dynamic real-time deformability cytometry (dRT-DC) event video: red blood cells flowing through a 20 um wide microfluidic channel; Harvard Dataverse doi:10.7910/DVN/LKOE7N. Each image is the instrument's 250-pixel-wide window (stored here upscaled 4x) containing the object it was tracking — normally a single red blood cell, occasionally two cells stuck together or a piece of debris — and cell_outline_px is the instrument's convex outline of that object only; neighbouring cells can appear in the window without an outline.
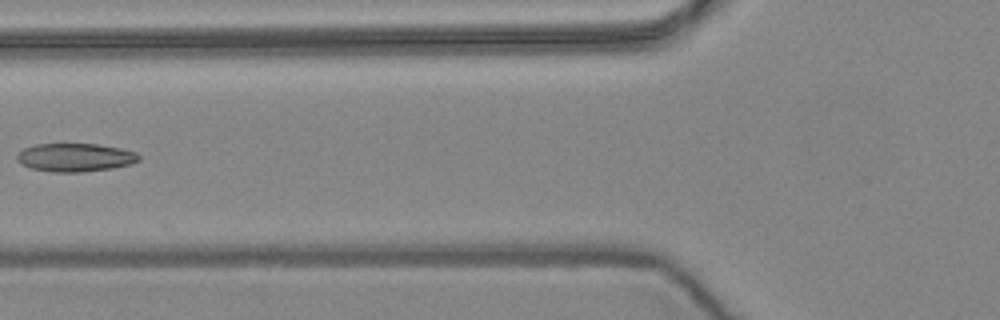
{"species": "common noctule bat (a hibernating species)", "species_latin": "Nyctalus noctula", "temperature_condition": "warm", "stored_images_in_passage": 3, "camera_frame_rate_fps": 3000, "um_per_image_px": 0.085, "animal": {"sex": "female", "body_mass_g": 24.6, "forearm_length_mm": 56.2}, "frame": {"image": 1, "passage_image": 3, "time_ms": 0.667, "image_size_px": [1000, 320], "cell_outline_px": [[140, 160], [132, 164], [112, 168], [80, 172], [52, 172], [32, 168], [20, 164], [16, 160], [16, 152], [24, 148], [36, 144], [96, 144], [120, 148], [136, 152], [140, 156]], "centroid_in_image_um": [6.37, 13.38], "position_along_channel_um": 119.4, "area_um2": 20.23}}